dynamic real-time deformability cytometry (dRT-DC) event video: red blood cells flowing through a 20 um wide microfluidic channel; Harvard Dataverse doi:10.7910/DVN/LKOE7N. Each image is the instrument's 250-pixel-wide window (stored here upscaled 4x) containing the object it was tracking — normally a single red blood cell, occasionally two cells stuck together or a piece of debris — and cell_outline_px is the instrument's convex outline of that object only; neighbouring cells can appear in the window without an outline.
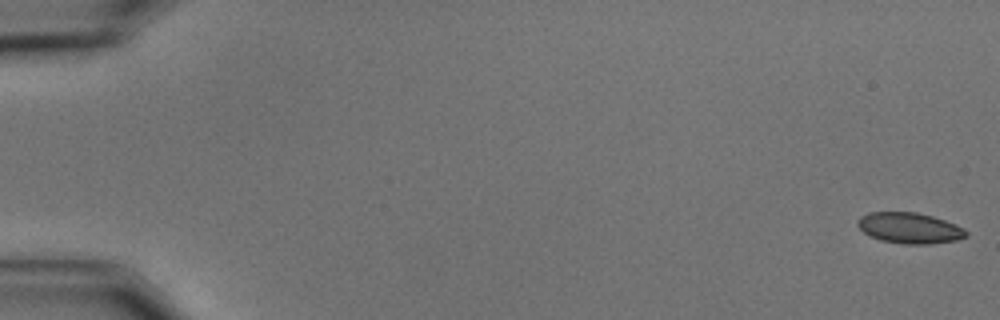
{"species": "common noctule bat (a hibernating species)", "species_latin": "Nyctalus noctula", "temperature_condition": "cold", "stored_images_in_passage": 58, "camera_frame_rate_fps": 3000, "um_per_image_px": 0.085, "animal": {"sex": "male", "body_mass_g": 15.6}, "frame": {"image": 1, "passage_image": 1, "time_ms": 0.0, "image_size_px": [1000, 320], "cell_outline_px": [[968, 236], [956, 240], [928, 244], [904, 244], [880, 240], [864, 232], [856, 224], [856, 220], [860, 216], [868, 212], [916, 212], [932, 216], [956, 224], [964, 228], [968, 232]], "centroid_in_image_um": [77.31, 19.37], "position_along_channel_um": 7.7, "area_um2": 19.54}}
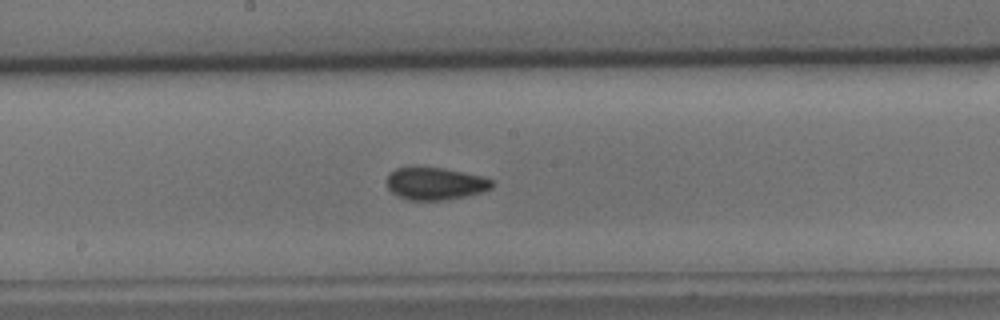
{"frame": {"image": 2, "passage_image": 32, "time_ms": 10.333, "image_size_px": [1000, 320], "cell_outline_px": [[496, 184], [492, 188], [484, 192], [444, 200], [408, 200], [392, 192], [388, 188], [388, 176], [396, 168], [444, 168], [480, 176], [492, 180]], "centroid_in_image_um": [37.05, 15.62], "position_along_channel_um": 211.2, "area_um2": 19.54}}
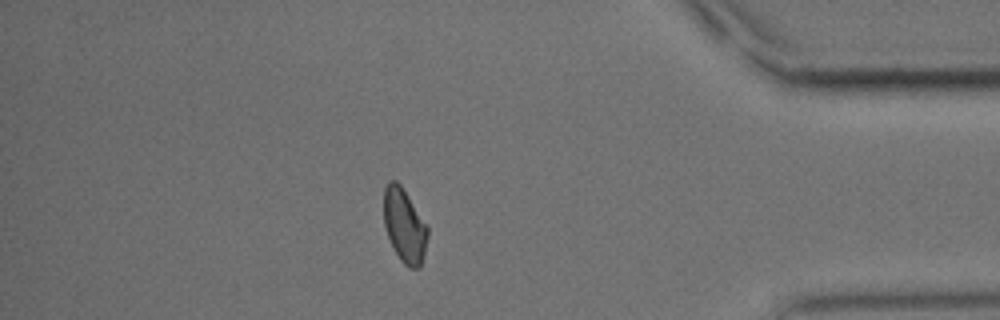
{"frame": {"image": 3, "passage_image": 51, "time_ms": 16.667, "image_size_px": [1000, 320], "cell_outline_px": [[428, 236], [420, 268], [408, 268], [400, 260], [388, 236], [384, 224], [384, 188], [388, 180], [396, 180], [400, 184], [428, 224]], "centroid_in_image_um": [34.39, 19.15], "position_along_channel_um": 400.8, "area_um2": 18.96}, "authors_computed_cell_mechanics": {"area_um2": 19.5364, "velocity_mm_per_s": 3.4903, "shape_relaxation_time_tau1_ms": 3.4212, "shape_relaxation_time_tau2_ms": 2.0303, "deformation_change_tau1": 0.0753, "deformation_change_tau2": 0.0625}}